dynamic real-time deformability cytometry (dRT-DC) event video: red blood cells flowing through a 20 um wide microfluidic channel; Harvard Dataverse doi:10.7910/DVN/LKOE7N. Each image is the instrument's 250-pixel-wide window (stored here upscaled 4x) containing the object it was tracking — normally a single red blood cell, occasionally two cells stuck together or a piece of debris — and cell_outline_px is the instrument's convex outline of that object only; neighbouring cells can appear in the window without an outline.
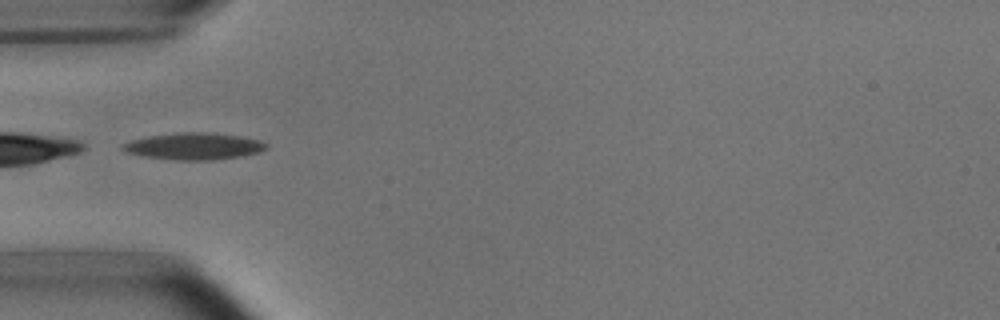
{"species": "common noctule bat (a hibernating species)", "species_latin": "Nyctalus noctula", "temperature_condition": "room temperature", "stored_images_in_passage": 5, "camera_frame_rate_fps": 3000, "um_per_image_px": 0.085, "animal": {"sex": "male", "body_mass_g": 15.6}, "frame": {"image": 1, "passage_image": 4, "time_ms": 3.667, "image_size_px": [1000, 320], "cell_outline_px": [[268, 148], [260, 152], [244, 156], [212, 160], [172, 160], [144, 156], [124, 152], [120, 148], [120, 144], [132, 140], [148, 136], [176, 132], [208, 132], [240, 136], [260, 140], [268, 144]], "centroid_in_image_um": [16.48, 12.43], "position_along_channel_um": 68.5, "area_um2": 22.77}}